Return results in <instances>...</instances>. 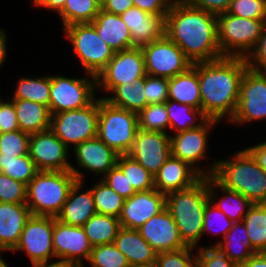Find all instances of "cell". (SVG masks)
Masks as SVG:
<instances>
[{
    "instance_id": "obj_7",
    "label": "cell",
    "mask_w": 266,
    "mask_h": 267,
    "mask_svg": "<svg viewBox=\"0 0 266 267\" xmlns=\"http://www.w3.org/2000/svg\"><path fill=\"white\" fill-rule=\"evenodd\" d=\"M138 115L100 97L97 137L117 154H128L138 131Z\"/></svg>"
},
{
    "instance_id": "obj_56",
    "label": "cell",
    "mask_w": 266,
    "mask_h": 267,
    "mask_svg": "<svg viewBox=\"0 0 266 267\" xmlns=\"http://www.w3.org/2000/svg\"><path fill=\"white\" fill-rule=\"evenodd\" d=\"M258 162V165L266 172V141L246 148Z\"/></svg>"
},
{
    "instance_id": "obj_55",
    "label": "cell",
    "mask_w": 266,
    "mask_h": 267,
    "mask_svg": "<svg viewBox=\"0 0 266 267\" xmlns=\"http://www.w3.org/2000/svg\"><path fill=\"white\" fill-rule=\"evenodd\" d=\"M133 6L132 0H108L102 7V10L112 14L121 15Z\"/></svg>"
},
{
    "instance_id": "obj_51",
    "label": "cell",
    "mask_w": 266,
    "mask_h": 267,
    "mask_svg": "<svg viewBox=\"0 0 266 267\" xmlns=\"http://www.w3.org/2000/svg\"><path fill=\"white\" fill-rule=\"evenodd\" d=\"M248 68L266 73V26L254 50L246 58Z\"/></svg>"
},
{
    "instance_id": "obj_9",
    "label": "cell",
    "mask_w": 266,
    "mask_h": 267,
    "mask_svg": "<svg viewBox=\"0 0 266 267\" xmlns=\"http://www.w3.org/2000/svg\"><path fill=\"white\" fill-rule=\"evenodd\" d=\"M99 98L88 106L51 115V130L69 148L97 136Z\"/></svg>"
},
{
    "instance_id": "obj_1",
    "label": "cell",
    "mask_w": 266,
    "mask_h": 267,
    "mask_svg": "<svg viewBox=\"0 0 266 267\" xmlns=\"http://www.w3.org/2000/svg\"><path fill=\"white\" fill-rule=\"evenodd\" d=\"M165 34L194 64L222 58L217 41V15L173 0L165 17Z\"/></svg>"
},
{
    "instance_id": "obj_21",
    "label": "cell",
    "mask_w": 266,
    "mask_h": 267,
    "mask_svg": "<svg viewBox=\"0 0 266 267\" xmlns=\"http://www.w3.org/2000/svg\"><path fill=\"white\" fill-rule=\"evenodd\" d=\"M72 152L78 167L101 178L117 164L119 156L97 136L76 145Z\"/></svg>"
},
{
    "instance_id": "obj_13",
    "label": "cell",
    "mask_w": 266,
    "mask_h": 267,
    "mask_svg": "<svg viewBox=\"0 0 266 267\" xmlns=\"http://www.w3.org/2000/svg\"><path fill=\"white\" fill-rule=\"evenodd\" d=\"M219 121L207 119L202 125L196 128L188 129L175 133L174 136L170 135L171 155L182 161L189 163L196 169L202 176H212L217 164V160L208 165V169L198 166L201 160L208 158L206 151L208 148L209 133ZM210 130V131H209ZM201 167V168H200Z\"/></svg>"
},
{
    "instance_id": "obj_2",
    "label": "cell",
    "mask_w": 266,
    "mask_h": 267,
    "mask_svg": "<svg viewBox=\"0 0 266 267\" xmlns=\"http://www.w3.org/2000/svg\"><path fill=\"white\" fill-rule=\"evenodd\" d=\"M198 72L201 110L208 119L229 122L240 95V83L248 69L246 58L222 57L210 62L194 63Z\"/></svg>"
},
{
    "instance_id": "obj_23",
    "label": "cell",
    "mask_w": 266,
    "mask_h": 267,
    "mask_svg": "<svg viewBox=\"0 0 266 267\" xmlns=\"http://www.w3.org/2000/svg\"><path fill=\"white\" fill-rule=\"evenodd\" d=\"M203 176L189 163L170 155L154 176V188L167 195L193 186Z\"/></svg>"
},
{
    "instance_id": "obj_37",
    "label": "cell",
    "mask_w": 266,
    "mask_h": 267,
    "mask_svg": "<svg viewBox=\"0 0 266 267\" xmlns=\"http://www.w3.org/2000/svg\"><path fill=\"white\" fill-rule=\"evenodd\" d=\"M102 8L96 0H66L58 13L63 26L75 23H91Z\"/></svg>"
},
{
    "instance_id": "obj_48",
    "label": "cell",
    "mask_w": 266,
    "mask_h": 267,
    "mask_svg": "<svg viewBox=\"0 0 266 267\" xmlns=\"http://www.w3.org/2000/svg\"><path fill=\"white\" fill-rule=\"evenodd\" d=\"M169 79L145 75V97L148 104L164 103L168 100Z\"/></svg>"
},
{
    "instance_id": "obj_32",
    "label": "cell",
    "mask_w": 266,
    "mask_h": 267,
    "mask_svg": "<svg viewBox=\"0 0 266 267\" xmlns=\"http://www.w3.org/2000/svg\"><path fill=\"white\" fill-rule=\"evenodd\" d=\"M145 76L137 79L130 85L120 84L109 93L111 96L102 97L109 104L121 109L139 113L146 106Z\"/></svg>"
},
{
    "instance_id": "obj_25",
    "label": "cell",
    "mask_w": 266,
    "mask_h": 267,
    "mask_svg": "<svg viewBox=\"0 0 266 267\" xmlns=\"http://www.w3.org/2000/svg\"><path fill=\"white\" fill-rule=\"evenodd\" d=\"M83 181H76L70 189L56 219L62 223L82 227L96 212L91 188L82 190Z\"/></svg>"
},
{
    "instance_id": "obj_58",
    "label": "cell",
    "mask_w": 266,
    "mask_h": 267,
    "mask_svg": "<svg viewBox=\"0 0 266 267\" xmlns=\"http://www.w3.org/2000/svg\"><path fill=\"white\" fill-rule=\"evenodd\" d=\"M238 267H266V252L254 253L245 263Z\"/></svg>"
},
{
    "instance_id": "obj_3",
    "label": "cell",
    "mask_w": 266,
    "mask_h": 267,
    "mask_svg": "<svg viewBox=\"0 0 266 267\" xmlns=\"http://www.w3.org/2000/svg\"><path fill=\"white\" fill-rule=\"evenodd\" d=\"M209 176H203L193 186L166 195V209L175 221L181 240L186 246L197 248L202 239L203 217L210 201Z\"/></svg>"
},
{
    "instance_id": "obj_20",
    "label": "cell",
    "mask_w": 266,
    "mask_h": 267,
    "mask_svg": "<svg viewBox=\"0 0 266 267\" xmlns=\"http://www.w3.org/2000/svg\"><path fill=\"white\" fill-rule=\"evenodd\" d=\"M138 230L157 253L187 247L181 240L175 221L166 208L152 216Z\"/></svg>"
},
{
    "instance_id": "obj_62",
    "label": "cell",
    "mask_w": 266,
    "mask_h": 267,
    "mask_svg": "<svg viewBox=\"0 0 266 267\" xmlns=\"http://www.w3.org/2000/svg\"><path fill=\"white\" fill-rule=\"evenodd\" d=\"M96 1L100 5V7L102 8L108 0H96Z\"/></svg>"
},
{
    "instance_id": "obj_24",
    "label": "cell",
    "mask_w": 266,
    "mask_h": 267,
    "mask_svg": "<svg viewBox=\"0 0 266 267\" xmlns=\"http://www.w3.org/2000/svg\"><path fill=\"white\" fill-rule=\"evenodd\" d=\"M32 213L26 203L0 202V250L12 251Z\"/></svg>"
},
{
    "instance_id": "obj_5",
    "label": "cell",
    "mask_w": 266,
    "mask_h": 267,
    "mask_svg": "<svg viewBox=\"0 0 266 267\" xmlns=\"http://www.w3.org/2000/svg\"><path fill=\"white\" fill-rule=\"evenodd\" d=\"M76 181L71 171H38L27 185L26 205L32 215L57 217Z\"/></svg>"
},
{
    "instance_id": "obj_47",
    "label": "cell",
    "mask_w": 266,
    "mask_h": 267,
    "mask_svg": "<svg viewBox=\"0 0 266 267\" xmlns=\"http://www.w3.org/2000/svg\"><path fill=\"white\" fill-rule=\"evenodd\" d=\"M27 185L0 172V202L26 203Z\"/></svg>"
},
{
    "instance_id": "obj_17",
    "label": "cell",
    "mask_w": 266,
    "mask_h": 267,
    "mask_svg": "<svg viewBox=\"0 0 266 267\" xmlns=\"http://www.w3.org/2000/svg\"><path fill=\"white\" fill-rule=\"evenodd\" d=\"M53 247L56 259L74 267H84L83 259L88 262L93 248L83 227L62 223L56 217Z\"/></svg>"
},
{
    "instance_id": "obj_53",
    "label": "cell",
    "mask_w": 266,
    "mask_h": 267,
    "mask_svg": "<svg viewBox=\"0 0 266 267\" xmlns=\"http://www.w3.org/2000/svg\"><path fill=\"white\" fill-rule=\"evenodd\" d=\"M133 5L152 15H166L173 0H132Z\"/></svg>"
},
{
    "instance_id": "obj_49",
    "label": "cell",
    "mask_w": 266,
    "mask_h": 267,
    "mask_svg": "<svg viewBox=\"0 0 266 267\" xmlns=\"http://www.w3.org/2000/svg\"><path fill=\"white\" fill-rule=\"evenodd\" d=\"M196 254V267H238L216 247L200 246Z\"/></svg>"
},
{
    "instance_id": "obj_27",
    "label": "cell",
    "mask_w": 266,
    "mask_h": 267,
    "mask_svg": "<svg viewBox=\"0 0 266 267\" xmlns=\"http://www.w3.org/2000/svg\"><path fill=\"white\" fill-rule=\"evenodd\" d=\"M91 24L95 27L97 34L115 52L134 48L129 29L120 15L100 10Z\"/></svg>"
},
{
    "instance_id": "obj_43",
    "label": "cell",
    "mask_w": 266,
    "mask_h": 267,
    "mask_svg": "<svg viewBox=\"0 0 266 267\" xmlns=\"http://www.w3.org/2000/svg\"><path fill=\"white\" fill-rule=\"evenodd\" d=\"M233 223L234 222L220 211L211 201L206 204L203 217V236L207 232L214 234H219L221 232L224 238L232 228Z\"/></svg>"
},
{
    "instance_id": "obj_42",
    "label": "cell",
    "mask_w": 266,
    "mask_h": 267,
    "mask_svg": "<svg viewBox=\"0 0 266 267\" xmlns=\"http://www.w3.org/2000/svg\"><path fill=\"white\" fill-rule=\"evenodd\" d=\"M87 263L90 267H131L114 243L94 246Z\"/></svg>"
},
{
    "instance_id": "obj_38",
    "label": "cell",
    "mask_w": 266,
    "mask_h": 267,
    "mask_svg": "<svg viewBox=\"0 0 266 267\" xmlns=\"http://www.w3.org/2000/svg\"><path fill=\"white\" fill-rule=\"evenodd\" d=\"M0 172L16 181L28 185L35 177L38 170L29 154L9 156L0 153Z\"/></svg>"
},
{
    "instance_id": "obj_35",
    "label": "cell",
    "mask_w": 266,
    "mask_h": 267,
    "mask_svg": "<svg viewBox=\"0 0 266 267\" xmlns=\"http://www.w3.org/2000/svg\"><path fill=\"white\" fill-rule=\"evenodd\" d=\"M51 75L19 78L12 99H23L49 107Z\"/></svg>"
},
{
    "instance_id": "obj_26",
    "label": "cell",
    "mask_w": 266,
    "mask_h": 267,
    "mask_svg": "<svg viewBox=\"0 0 266 267\" xmlns=\"http://www.w3.org/2000/svg\"><path fill=\"white\" fill-rule=\"evenodd\" d=\"M114 244L125 255L131 267L151 266L156 262L157 252L139 230L121 227Z\"/></svg>"
},
{
    "instance_id": "obj_31",
    "label": "cell",
    "mask_w": 266,
    "mask_h": 267,
    "mask_svg": "<svg viewBox=\"0 0 266 267\" xmlns=\"http://www.w3.org/2000/svg\"><path fill=\"white\" fill-rule=\"evenodd\" d=\"M168 100L201 109L198 72L193 66L169 79Z\"/></svg>"
},
{
    "instance_id": "obj_50",
    "label": "cell",
    "mask_w": 266,
    "mask_h": 267,
    "mask_svg": "<svg viewBox=\"0 0 266 267\" xmlns=\"http://www.w3.org/2000/svg\"><path fill=\"white\" fill-rule=\"evenodd\" d=\"M100 179L124 199L130 198L136 193L127 176L117 164Z\"/></svg>"
},
{
    "instance_id": "obj_30",
    "label": "cell",
    "mask_w": 266,
    "mask_h": 267,
    "mask_svg": "<svg viewBox=\"0 0 266 267\" xmlns=\"http://www.w3.org/2000/svg\"><path fill=\"white\" fill-rule=\"evenodd\" d=\"M216 189L224 194L222 198L216 196ZM208 194L209 200L233 222L241 221L253 205L248 198L237 191L226 189L212 176H209Z\"/></svg>"
},
{
    "instance_id": "obj_15",
    "label": "cell",
    "mask_w": 266,
    "mask_h": 267,
    "mask_svg": "<svg viewBox=\"0 0 266 267\" xmlns=\"http://www.w3.org/2000/svg\"><path fill=\"white\" fill-rule=\"evenodd\" d=\"M145 75L144 55L140 47L118 51L97 75V90L109 93L115 86L130 85Z\"/></svg>"
},
{
    "instance_id": "obj_39",
    "label": "cell",
    "mask_w": 266,
    "mask_h": 267,
    "mask_svg": "<svg viewBox=\"0 0 266 267\" xmlns=\"http://www.w3.org/2000/svg\"><path fill=\"white\" fill-rule=\"evenodd\" d=\"M93 195L94 205L98 214L119 217L124 204V198L116 193L102 180L90 187Z\"/></svg>"
},
{
    "instance_id": "obj_29",
    "label": "cell",
    "mask_w": 266,
    "mask_h": 267,
    "mask_svg": "<svg viewBox=\"0 0 266 267\" xmlns=\"http://www.w3.org/2000/svg\"><path fill=\"white\" fill-rule=\"evenodd\" d=\"M11 101L21 131L31 135L51 128V113L48 106L23 99Z\"/></svg>"
},
{
    "instance_id": "obj_41",
    "label": "cell",
    "mask_w": 266,
    "mask_h": 267,
    "mask_svg": "<svg viewBox=\"0 0 266 267\" xmlns=\"http://www.w3.org/2000/svg\"><path fill=\"white\" fill-rule=\"evenodd\" d=\"M137 115L139 129L168 134L166 130L169 129V118L166 102L148 104Z\"/></svg>"
},
{
    "instance_id": "obj_44",
    "label": "cell",
    "mask_w": 266,
    "mask_h": 267,
    "mask_svg": "<svg viewBox=\"0 0 266 267\" xmlns=\"http://www.w3.org/2000/svg\"><path fill=\"white\" fill-rule=\"evenodd\" d=\"M30 135L20 129L0 133V153L9 156L28 154Z\"/></svg>"
},
{
    "instance_id": "obj_22",
    "label": "cell",
    "mask_w": 266,
    "mask_h": 267,
    "mask_svg": "<svg viewBox=\"0 0 266 267\" xmlns=\"http://www.w3.org/2000/svg\"><path fill=\"white\" fill-rule=\"evenodd\" d=\"M120 17L128 27L135 47L151 43L165 34L166 15H152L133 6Z\"/></svg>"
},
{
    "instance_id": "obj_6",
    "label": "cell",
    "mask_w": 266,
    "mask_h": 267,
    "mask_svg": "<svg viewBox=\"0 0 266 267\" xmlns=\"http://www.w3.org/2000/svg\"><path fill=\"white\" fill-rule=\"evenodd\" d=\"M266 20H254L222 13L217 15V41L222 57H243L256 47Z\"/></svg>"
},
{
    "instance_id": "obj_40",
    "label": "cell",
    "mask_w": 266,
    "mask_h": 267,
    "mask_svg": "<svg viewBox=\"0 0 266 267\" xmlns=\"http://www.w3.org/2000/svg\"><path fill=\"white\" fill-rule=\"evenodd\" d=\"M117 165L127 176L129 183H131L136 192L155 189L154 176L128 154L119 155Z\"/></svg>"
},
{
    "instance_id": "obj_46",
    "label": "cell",
    "mask_w": 266,
    "mask_h": 267,
    "mask_svg": "<svg viewBox=\"0 0 266 267\" xmlns=\"http://www.w3.org/2000/svg\"><path fill=\"white\" fill-rule=\"evenodd\" d=\"M227 13L254 20H266V0H232Z\"/></svg>"
},
{
    "instance_id": "obj_12",
    "label": "cell",
    "mask_w": 266,
    "mask_h": 267,
    "mask_svg": "<svg viewBox=\"0 0 266 267\" xmlns=\"http://www.w3.org/2000/svg\"><path fill=\"white\" fill-rule=\"evenodd\" d=\"M147 75L170 79L187 71L193 63L166 34L140 47Z\"/></svg>"
},
{
    "instance_id": "obj_57",
    "label": "cell",
    "mask_w": 266,
    "mask_h": 267,
    "mask_svg": "<svg viewBox=\"0 0 266 267\" xmlns=\"http://www.w3.org/2000/svg\"><path fill=\"white\" fill-rule=\"evenodd\" d=\"M66 0H32V3L34 6L37 7H44L47 8V10H54L57 13H59L63 6L65 5ZM49 8V9H48Z\"/></svg>"
},
{
    "instance_id": "obj_45",
    "label": "cell",
    "mask_w": 266,
    "mask_h": 267,
    "mask_svg": "<svg viewBox=\"0 0 266 267\" xmlns=\"http://www.w3.org/2000/svg\"><path fill=\"white\" fill-rule=\"evenodd\" d=\"M196 248L185 247L176 251L159 252L156 256V267H196ZM192 255V256H191Z\"/></svg>"
},
{
    "instance_id": "obj_14",
    "label": "cell",
    "mask_w": 266,
    "mask_h": 267,
    "mask_svg": "<svg viewBox=\"0 0 266 267\" xmlns=\"http://www.w3.org/2000/svg\"><path fill=\"white\" fill-rule=\"evenodd\" d=\"M266 119V73L248 68L240 83L234 115L228 123L242 125Z\"/></svg>"
},
{
    "instance_id": "obj_60",
    "label": "cell",
    "mask_w": 266,
    "mask_h": 267,
    "mask_svg": "<svg viewBox=\"0 0 266 267\" xmlns=\"http://www.w3.org/2000/svg\"><path fill=\"white\" fill-rule=\"evenodd\" d=\"M32 266L33 267H74L73 265L60 261V260H56L52 262L37 263Z\"/></svg>"
},
{
    "instance_id": "obj_54",
    "label": "cell",
    "mask_w": 266,
    "mask_h": 267,
    "mask_svg": "<svg viewBox=\"0 0 266 267\" xmlns=\"http://www.w3.org/2000/svg\"><path fill=\"white\" fill-rule=\"evenodd\" d=\"M191 6L214 15L226 13L232 0H186Z\"/></svg>"
},
{
    "instance_id": "obj_8",
    "label": "cell",
    "mask_w": 266,
    "mask_h": 267,
    "mask_svg": "<svg viewBox=\"0 0 266 267\" xmlns=\"http://www.w3.org/2000/svg\"><path fill=\"white\" fill-rule=\"evenodd\" d=\"M64 32L85 72L97 77L115 51L101 39L91 23H75L64 27Z\"/></svg>"
},
{
    "instance_id": "obj_63",
    "label": "cell",
    "mask_w": 266,
    "mask_h": 267,
    "mask_svg": "<svg viewBox=\"0 0 266 267\" xmlns=\"http://www.w3.org/2000/svg\"><path fill=\"white\" fill-rule=\"evenodd\" d=\"M142 267H156V265H151V266H142Z\"/></svg>"
},
{
    "instance_id": "obj_18",
    "label": "cell",
    "mask_w": 266,
    "mask_h": 267,
    "mask_svg": "<svg viewBox=\"0 0 266 267\" xmlns=\"http://www.w3.org/2000/svg\"><path fill=\"white\" fill-rule=\"evenodd\" d=\"M128 155L155 176L171 155L170 135L138 129Z\"/></svg>"
},
{
    "instance_id": "obj_19",
    "label": "cell",
    "mask_w": 266,
    "mask_h": 267,
    "mask_svg": "<svg viewBox=\"0 0 266 267\" xmlns=\"http://www.w3.org/2000/svg\"><path fill=\"white\" fill-rule=\"evenodd\" d=\"M166 208V195L150 189L136 192L133 196L124 200L121 210V227L138 230L152 216L159 214Z\"/></svg>"
},
{
    "instance_id": "obj_10",
    "label": "cell",
    "mask_w": 266,
    "mask_h": 267,
    "mask_svg": "<svg viewBox=\"0 0 266 267\" xmlns=\"http://www.w3.org/2000/svg\"><path fill=\"white\" fill-rule=\"evenodd\" d=\"M69 148L51 130L31 134L28 154L38 171H71L77 181H84L83 173L69 162Z\"/></svg>"
},
{
    "instance_id": "obj_52",
    "label": "cell",
    "mask_w": 266,
    "mask_h": 267,
    "mask_svg": "<svg viewBox=\"0 0 266 267\" xmlns=\"http://www.w3.org/2000/svg\"><path fill=\"white\" fill-rule=\"evenodd\" d=\"M19 129L17 115L13 102L3 101L0 106V133L11 132Z\"/></svg>"
},
{
    "instance_id": "obj_28",
    "label": "cell",
    "mask_w": 266,
    "mask_h": 267,
    "mask_svg": "<svg viewBox=\"0 0 266 267\" xmlns=\"http://www.w3.org/2000/svg\"><path fill=\"white\" fill-rule=\"evenodd\" d=\"M223 239L216 241L211 247H216L237 266L245 263L255 253L243 220L234 222Z\"/></svg>"
},
{
    "instance_id": "obj_4",
    "label": "cell",
    "mask_w": 266,
    "mask_h": 267,
    "mask_svg": "<svg viewBox=\"0 0 266 267\" xmlns=\"http://www.w3.org/2000/svg\"><path fill=\"white\" fill-rule=\"evenodd\" d=\"M212 177L253 204L266 203V172L246 148L235 152L231 159L218 160Z\"/></svg>"
},
{
    "instance_id": "obj_16",
    "label": "cell",
    "mask_w": 266,
    "mask_h": 267,
    "mask_svg": "<svg viewBox=\"0 0 266 267\" xmlns=\"http://www.w3.org/2000/svg\"><path fill=\"white\" fill-rule=\"evenodd\" d=\"M55 217L34 216L27 221L18 244L11 252H26L32 265L55 259L53 229ZM52 258V260H50Z\"/></svg>"
},
{
    "instance_id": "obj_11",
    "label": "cell",
    "mask_w": 266,
    "mask_h": 267,
    "mask_svg": "<svg viewBox=\"0 0 266 267\" xmlns=\"http://www.w3.org/2000/svg\"><path fill=\"white\" fill-rule=\"evenodd\" d=\"M69 78L51 75L49 110L51 115L88 106L95 99L96 76Z\"/></svg>"
},
{
    "instance_id": "obj_59",
    "label": "cell",
    "mask_w": 266,
    "mask_h": 267,
    "mask_svg": "<svg viewBox=\"0 0 266 267\" xmlns=\"http://www.w3.org/2000/svg\"><path fill=\"white\" fill-rule=\"evenodd\" d=\"M6 32L4 31V29H1L0 28V68H1V65H3V63L5 62V59L7 57V43L8 42L6 39L7 36H6Z\"/></svg>"
},
{
    "instance_id": "obj_61",
    "label": "cell",
    "mask_w": 266,
    "mask_h": 267,
    "mask_svg": "<svg viewBox=\"0 0 266 267\" xmlns=\"http://www.w3.org/2000/svg\"><path fill=\"white\" fill-rule=\"evenodd\" d=\"M2 252H6V250H0V267H9V266L7 265L8 263H6V262L3 260V257L1 256V255H3Z\"/></svg>"
},
{
    "instance_id": "obj_34",
    "label": "cell",
    "mask_w": 266,
    "mask_h": 267,
    "mask_svg": "<svg viewBox=\"0 0 266 267\" xmlns=\"http://www.w3.org/2000/svg\"><path fill=\"white\" fill-rule=\"evenodd\" d=\"M166 110L169 118V130L175 133L199 127L208 119L201 109L173 100L166 101Z\"/></svg>"
},
{
    "instance_id": "obj_36",
    "label": "cell",
    "mask_w": 266,
    "mask_h": 267,
    "mask_svg": "<svg viewBox=\"0 0 266 267\" xmlns=\"http://www.w3.org/2000/svg\"><path fill=\"white\" fill-rule=\"evenodd\" d=\"M242 220L254 252H266V203L253 204Z\"/></svg>"
},
{
    "instance_id": "obj_33",
    "label": "cell",
    "mask_w": 266,
    "mask_h": 267,
    "mask_svg": "<svg viewBox=\"0 0 266 267\" xmlns=\"http://www.w3.org/2000/svg\"><path fill=\"white\" fill-rule=\"evenodd\" d=\"M82 227L94 247L114 243L121 224L117 217L95 213Z\"/></svg>"
}]
</instances>
